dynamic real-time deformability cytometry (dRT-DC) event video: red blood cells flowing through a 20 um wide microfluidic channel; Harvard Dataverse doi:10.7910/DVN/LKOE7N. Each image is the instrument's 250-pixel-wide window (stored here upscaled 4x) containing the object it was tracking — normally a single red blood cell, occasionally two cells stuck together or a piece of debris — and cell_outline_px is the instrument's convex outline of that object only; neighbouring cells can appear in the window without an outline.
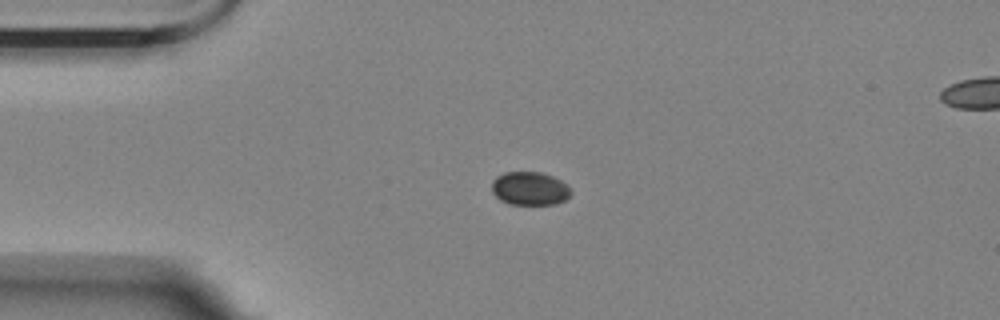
{"species": "Egyptian fruit bat (a non-hibernating species)", "species_latin": "Rousettus aegyptiacus", "temperature_condition": "room temperature", "stored_images_in_passage": 9, "camera_frame_rate_fps": 3000, "um_per_image_px": 0.085, "animal": {"sex": "female"}, "frame": {"image": 1, "passage_image": 1, "time_ms": 0.0, "image_size_px": [1000, 320], "cell_outline_px": [[572, 192], [564, 200], [556, 204], [508, 204], [500, 200], [492, 192], [492, 180], [496, 176], [504, 172], [540, 172], [552, 176], [568, 184]], "centroid_in_image_um": [45.02, 16.02], "position_along_channel_um": 40.0, "area_um2": 15.49}}
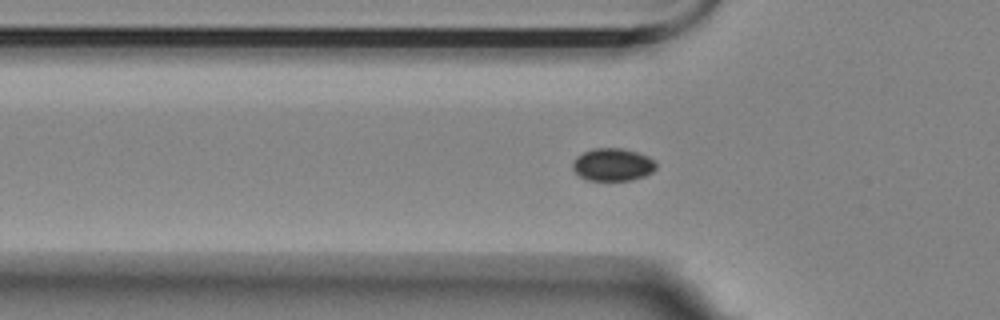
{"frame": {"image": 2, "passage_image": 6, "time_ms": 1.667, "image_size_px": [1000, 320], "cell_outline_px": [[656, 168], [652, 172], [644, 176], [632, 180], [588, 180], [580, 176], [572, 168], [572, 164], [576, 156], [592, 148], [620, 148], [636, 152], [648, 156], [656, 160]], "centroid_in_image_um": [52.09, 13.99], "position_along_channel_um": 73.7, "area_um2": 15.9}}